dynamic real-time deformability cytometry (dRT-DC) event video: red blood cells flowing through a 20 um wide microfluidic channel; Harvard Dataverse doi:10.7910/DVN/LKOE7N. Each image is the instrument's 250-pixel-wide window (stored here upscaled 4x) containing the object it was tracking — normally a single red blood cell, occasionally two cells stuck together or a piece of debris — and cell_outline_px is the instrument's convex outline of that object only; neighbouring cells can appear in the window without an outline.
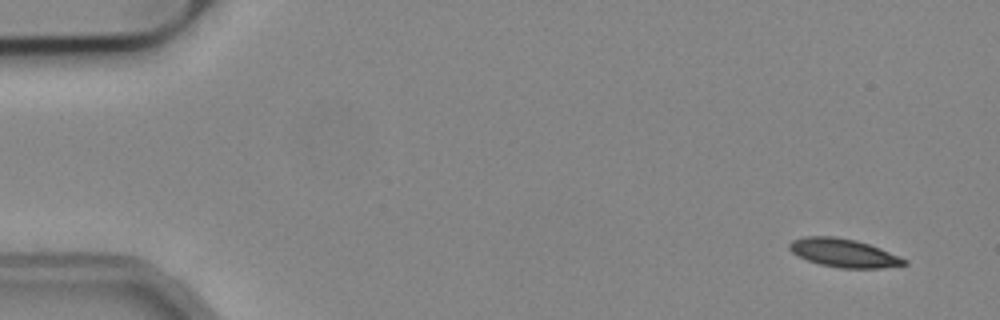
{"species": "common noctule bat (a hibernating species)", "species_latin": "Nyctalus noctula", "temperature_condition": "cold", "stored_images_in_passage": 53, "camera_frame_rate_fps": 3000, "um_per_image_px": 0.085, "animal": {"sex": "male", "body_mass_g": 19.2, "forearm_length_mm": 51.8}, "frame": {"image": 1, "passage_image": 3, "time_ms": 0.667, "image_size_px": [1000, 320], "cell_outline_px": [[908, 264], [880, 268], [840, 268], [820, 264], [808, 260], [792, 252], [788, 248], [788, 244], [792, 240], [804, 236], [832, 236], [856, 240], [880, 248], [900, 256], [908, 260]], "centroid_in_image_um": [71.72, 21.49], "position_along_channel_um": 13.3, "area_um2": 18.96}}
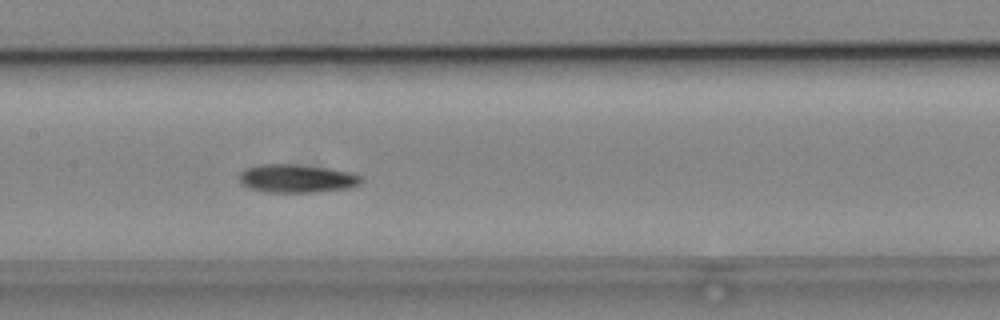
{"frame": {"image": 2, "passage_image": 26, "time_ms": 8.333, "image_size_px": [1000, 320], "cell_outline_px": [[364, 180], [348, 188], [316, 192], [268, 192], [248, 188], [240, 184], [240, 172], [244, 168], [260, 164], [296, 164], [328, 168], [348, 172], [364, 176]], "centroid_in_image_um": [25.19, 15.16], "position_along_channel_um": 182.2, "area_um2": 20.17}}
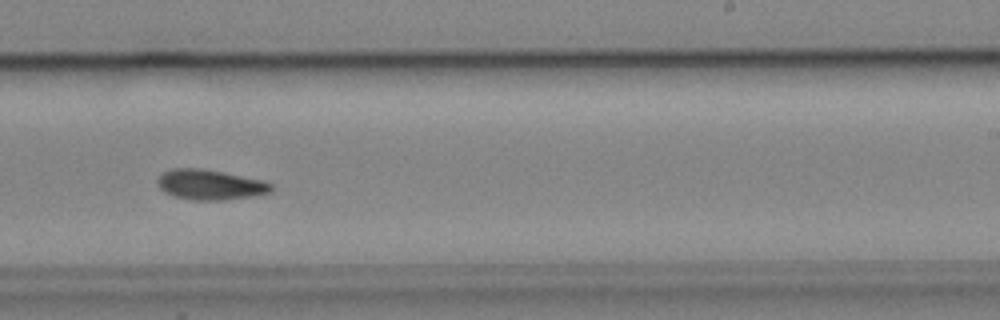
{"frame": {"image": 3, "passage_image": 33, "time_ms": 10.667, "image_size_px": [1000, 320], "cell_outline_px": [[272, 192], [252, 196], [224, 200], [192, 200], [172, 196], [164, 192], [156, 184], [156, 180], [164, 172], [172, 168], [200, 168], [264, 180], [272, 184]], "centroid_in_image_um": [17.84, 15.7], "position_along_channel_um": 271.2, "area_um2": 20.06}, "authors_computed_cell_mechanics": {"area_um2": 19.1896, "velocity_mm_per_s": 3.8346, "shape_relaxation_time_tau1_ms": 6.5982, "shape_relaxation_time_tau2_ms": 8.4005, "deformation_change_tau1": 0.1502, "deformation_change_tau2": 0.1426}}